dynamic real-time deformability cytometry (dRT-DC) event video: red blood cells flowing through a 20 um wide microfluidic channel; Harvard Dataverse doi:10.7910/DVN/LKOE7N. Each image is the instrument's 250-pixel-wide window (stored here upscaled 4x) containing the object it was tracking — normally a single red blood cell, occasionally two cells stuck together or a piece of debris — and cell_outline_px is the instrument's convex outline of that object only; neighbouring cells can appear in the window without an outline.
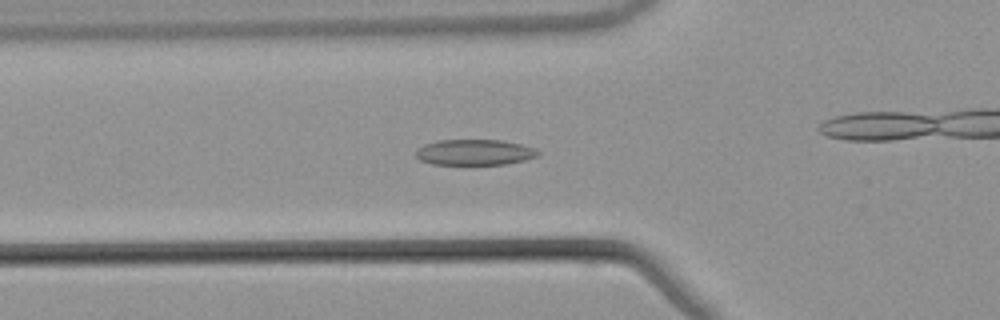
{"species": "common noctule bat (a hibernating species)", "species_latin": "Nyctalus noctula", "temperature_condition": "warm", "stored_images_in_passage": 36, "camera_frame_rate_fps": 3000, "um_per_image_px": 0.085, "animal": {"sex": "male", "body_mass_g": 21.5, "forearm_length_mm": 52.0}, "frame": {"image": 1, "passage_image": 11, "time_ms": 3.333, "image_size_px": [1000, 320], "cell_outline_px": [[540, 156], [524, 160], [504, 164], [432, 164], [420, 160], [416, 156], [416, 148], [424, 144], [436, 140], [500, 140], [520, 144], [536, 148], [540, 152]], "centroid_in_image_um": [40.34, 12.94], "position_along_channel_um": 85.5, "area_um2": 18.38}}
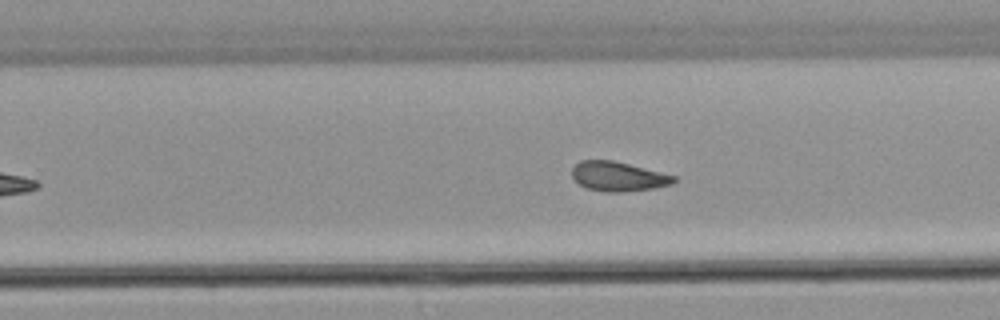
{"frame": {"image": 2, "passage_image": 26, "time_ms": 8.333, "image_size_px": [1000, 320], "cell_outline_px": [[676, 180], [672, 184], [652, 188], [624, 192], [604, 192], [588, 188], [580, 184], [572, 176], [572, 168], [580, 160], [612, 160], [676, 176]], "centroid_in_image_um": [52.53, 15.0], "position_along_channel_um": 277.3, "area_um2": 17.28}, "authors_computed_cell_mechanics": {"area_um2": 18.2648, "velocity_mm_per_s": 3.8408, "shape_relaxation_time_tau1_ms": null, "shape_relaxation_time_tau2_ms": 2.747, "deformation_change_tau1": null, "deformation_change_tau2": 0.0829}}